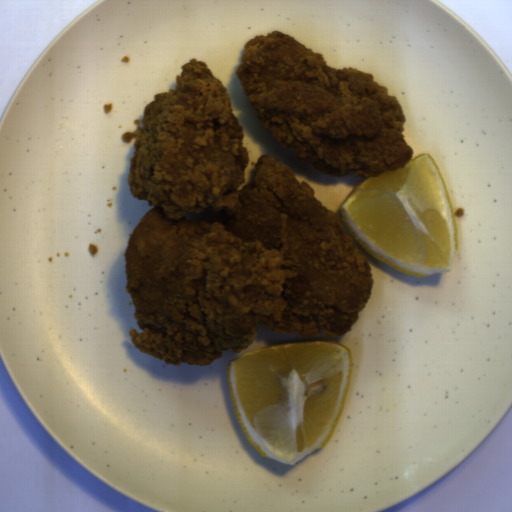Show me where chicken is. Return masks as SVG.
Returning <instances> with one entry per match:
<instances>
[{
  "label": "chicken",
  "instance_id": "ae283196",
  "mask_svg": "<svg viewBox=\"0 0 512 512\" xmlns=\"http://www.w3.org/2000/svg\"><path fill=\"white\" fill-rule=\"evenodd\" d=\"M176 88L146 104L127 186L149 209L124 252L139 351L171 366L239 354L257 324L275 334L340 337L372 295L365 255L340 217L283 161L250 152L228 88L192 58Z\"/></svg>",
  "mask_w": 512,
  "mask_h": 512
},
{
  "label": "chicken",
  "instance_id": "52989762",
  "mask_svg": "<svg viewBox=\"0 0 512 512\" xmlns=\"http://www.w3.org/2000/svg\"><path fill=\"white\" fill-rule=\"evenodd\" d=\"M235 74L261 125L294 159L329 176H380L414 156L398 98L357 68L335 69L285 32L244 44Z\"/></svg>",
  "mask_w": 512,
  "mask_h": 512
}]
</instances>
